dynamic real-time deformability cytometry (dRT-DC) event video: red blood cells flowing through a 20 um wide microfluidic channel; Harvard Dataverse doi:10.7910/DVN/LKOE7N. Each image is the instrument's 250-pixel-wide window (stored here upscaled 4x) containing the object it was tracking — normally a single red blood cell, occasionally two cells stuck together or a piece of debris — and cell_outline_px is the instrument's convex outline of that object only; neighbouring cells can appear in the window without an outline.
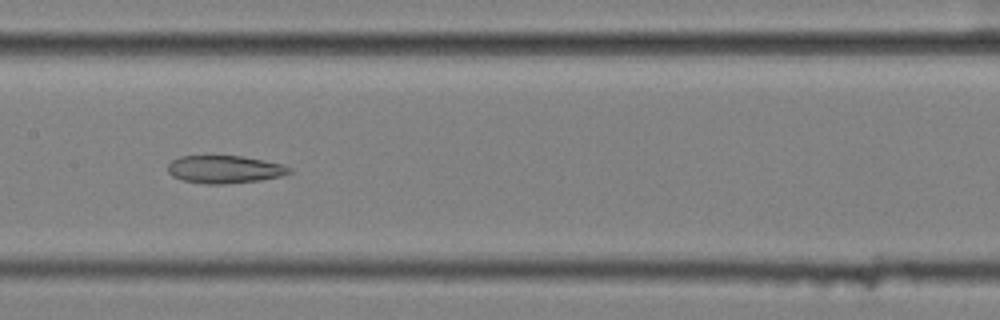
{"species": "common noctule bat (a hibernating species)", "species_latin": "Nyctalus noctula", "temperature_condition": "cold", "stored_images_in_passage": 15, "camera_frame_rate_fps": 3000, "um_per_image_px": 0.085, "animal": {"sex": "female", "body_mass_g": 25.1}, "frame": {"image": 1, "passage_image": 7, "time_ms": 2.0, "image_size_px": [1000, 320], "cell_outline_px": [[292, 172], [280, 176], [260, 180], [224, 184], [204, 184], [184, 180], [172, 176], [168, 172], [168, 164], [172, 160], [180, 156], [240, 156], [264, 160], [284, 164], [292, 168]], "centroid_in_image_um": [19.11, 14.39], "position_along_channel_um": 188.3, "area_um2": 19.65}}
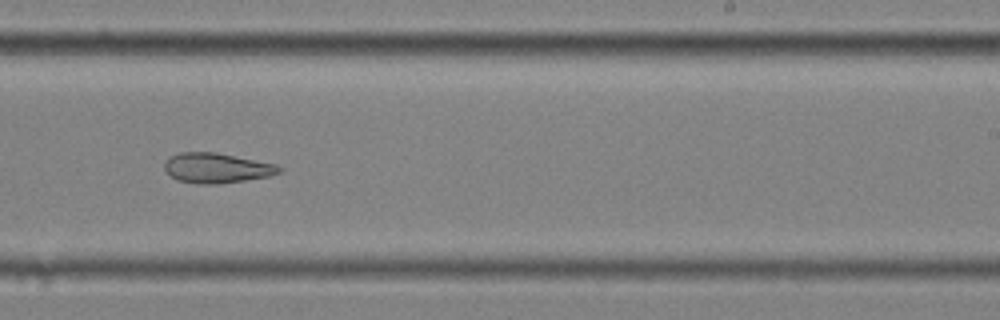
{"frame": {"image": 2, "passage_image": 9, "time_ms": 2.667, "image_size_px": [1000, 320], "cell_outline_px": [[284, 168], [280, 172], [268, 176], [220, 184], [196, 184], [176, 180], [164, 168], [164, 164], [172, 156], [180, 152], [216, 152], [276, 164]], "centroid_in_image_um": [18.43, 14.28], "position_along_channel_um": 270.6, "area_um2": 19.94}}